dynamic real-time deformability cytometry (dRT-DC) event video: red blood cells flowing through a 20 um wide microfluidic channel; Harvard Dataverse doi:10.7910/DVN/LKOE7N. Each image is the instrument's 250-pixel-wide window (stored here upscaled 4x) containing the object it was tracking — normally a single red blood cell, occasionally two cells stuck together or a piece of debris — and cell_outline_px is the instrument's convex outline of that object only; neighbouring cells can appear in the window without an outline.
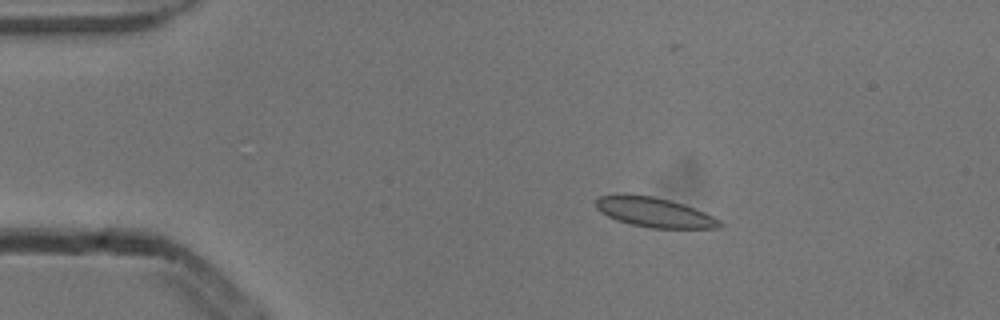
{"species": "common noctule bat (a hibernating species)", "species_latin": "Nyctalus noctula", "temperature_condition": "cold", "stored_images_in_passage": 4, "camera_frame_rate_fps": 3000, "um_per_image_px": 0.085, "animal": {"sex": "male", "body_mass_g": 13.3}, "frame": {"image": 1, "passage_image": 2, "time_ms": 0.333, "image_size_px": [1000, 320], "cell_outline_px": [[724, 224], [720, 228], [648, 228], [616, 220], [600, 212], [596, 208], [596, 196], [652, 196], [684, 204], [704, 212], [720, 220]], "centroid_in_image_um": [55.66, 18.08], "position_along_channel_um": 29.3, "area_um2": 20.98}}